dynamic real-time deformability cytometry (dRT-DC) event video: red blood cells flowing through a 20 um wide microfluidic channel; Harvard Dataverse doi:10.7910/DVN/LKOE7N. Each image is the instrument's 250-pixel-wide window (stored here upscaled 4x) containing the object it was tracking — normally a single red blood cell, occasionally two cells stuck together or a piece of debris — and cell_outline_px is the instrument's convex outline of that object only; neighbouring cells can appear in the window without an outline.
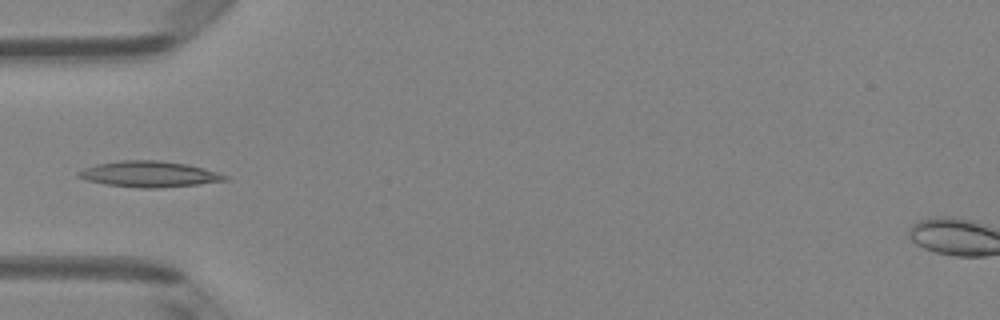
{"species": "Egyptian fruit bat (a non-hibernating species)", "species_latin": "Rousettus aegyptiacus", "temperature_condition": "room temperature", "stored_images_in_passage": 5, "camera_frame_rate_fps": 3000, "um_per_image_px": 0.085, "animal": {"sex": "female"}, "frame": {"image": 1, "passage_image": 4, "time_ms": 1.0, "image_size_px": [1000, 320], "cell_outline_px": [[228, 180], [196, 184], [156, 188], [140, 188], [108, 184], [88, 180], [76, 176], [76, 172], [84, 168], [96, 164], [120, 160], [156, 160], [188, 164], [204, 168], [228, 176]], "centroid_in_image_um": [12.66, 14.79], "position_along_channel_um": 72.3, "area_um2": 21.91}}
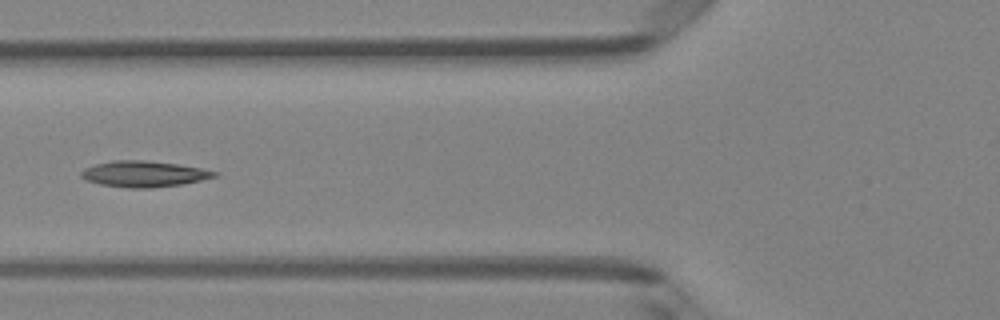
{"frame": {"image": 2, "passage_image": 5, "time_ms": 1.333, "image_size_px": [1000, 320], "cell_outline_px": [[220, 176], [184, 184], [152, 188], [128, 188], [100, 184], [84, 180], [80, 176], [80, 172], [84, 168], [96, 164], [112, 160], [148, 160], [176, 164], [200, 168], [220, 172]], "centroid_in_image_um": [12.25, 14.79], "position_along_channel_um": 113.6, "area_um2": 20.46}}